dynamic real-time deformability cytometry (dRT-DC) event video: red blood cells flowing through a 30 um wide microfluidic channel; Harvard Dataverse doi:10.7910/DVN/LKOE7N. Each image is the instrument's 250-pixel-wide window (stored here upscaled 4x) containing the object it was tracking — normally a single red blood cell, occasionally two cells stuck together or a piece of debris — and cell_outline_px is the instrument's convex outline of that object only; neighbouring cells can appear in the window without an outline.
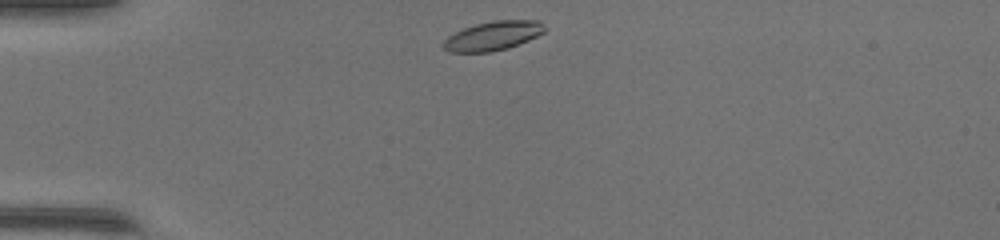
{"species": "common noctule bat (a hibernating species)", "species_latin": "Nyctalus noctula", "temperature_condition": "warm", "stored_images_in_passage": 38, "camera_frame_rate_fps": 3000, "um_per_image_px": 0.085, "animal": {"sex": "female", "body_mass_g": 17.0, "forearm_length_mm": 48.0}, "frame": {"image": 1, "passage_image": 1, "time_ms": 0.0, "image_size_px": [1000, 240], "cell_outline_px": [[548, 28], [544, 32], [528, 40], [508, 48], [492, 52], [448, 52], [440, 48], [440, 44], [448, 36], [464, 28], [476, 24], [492, 20], [540, 20]], "centroid_in_image_um": [41.88, 3.05], "position_along_channel_um": 43.1, "area_um2": 17.46}}
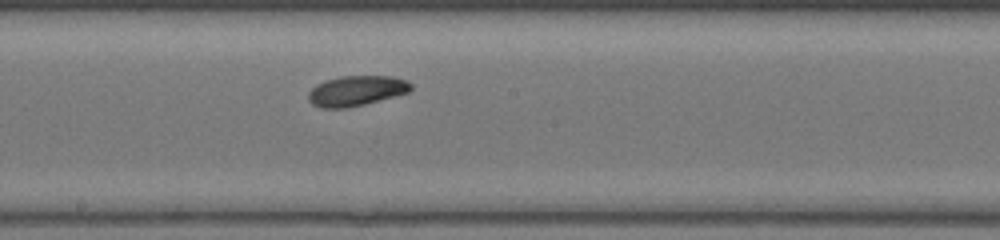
{"frame": {"image": 2, "passage_image": 16, "time_ms": 5.0, "image_size_px": [1000, 240], "cell_outline_px": [[412, 88], [408, 92], [364, 104], [344, 108], [320, 108], [312, 104], [308, 100], [308, 92], [316, 84], [324, 80], [340, 76], [392, 76], [408, 80], [412, 84]], "centroid_in_image_um": [30.26, 7.7], "position_along_channel_um": 217.9, "area_um2": 18.09}}
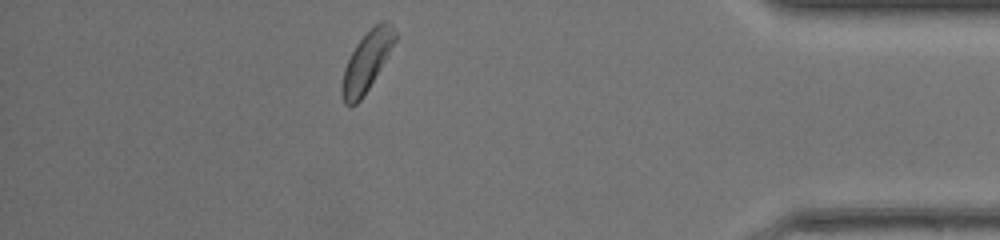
{"frame": {"image": 3, "passage_image": 32, "time_ms": 10.333, "image_size_px": [1000, 240], "cell_outline_px": [[400, 36], [368, 88], [360, 100], [352, 108], [348, 108], [344, 104], [340, 88], [340, 84], [344, 68], [356, 44], [380, 20], [384, 20], [392, 24]], "centroid_in_image_um": [31.19, 5.23], "position_along_channel_um": 404.0, "area_um2": 18.55}, "authors_computed_cell_mechanics": {"area_um2": 18.0336, "velocity_mm_per_s": 4.213, "shape_relaxation_time_tau1_ms": 2.4811, "shape_relaxation_time_tau2_ms": 5.6918, "deformation_change_tau1": 0.0964, "deformation_change_tau2": 0.1022}}